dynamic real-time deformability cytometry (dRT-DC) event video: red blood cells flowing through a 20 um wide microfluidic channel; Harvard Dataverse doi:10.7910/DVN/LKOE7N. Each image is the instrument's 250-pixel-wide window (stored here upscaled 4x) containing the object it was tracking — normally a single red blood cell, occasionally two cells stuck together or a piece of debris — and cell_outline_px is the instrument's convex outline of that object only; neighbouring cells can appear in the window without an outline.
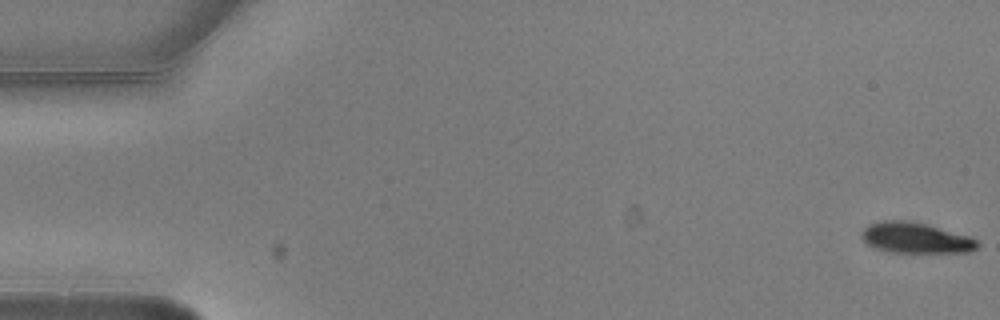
{"species": "common noctule bat (a hibernating species)", "species_latin": "Nyctalus noctula", "temperature_condition": "warm", "stored_images_in_passage": 4, "camera_frame_rate_fps": 3000, "um_per_image_px": 0.085, "animal": {"sex": "male", "body_mass_g": 20.5, "forearm_length_mm": 52.5}, "frame": {"image": 1, "passage_image": 1, "time_ms": 0.0, "image_size_px": [1000, 320], "cell_outline_px": [[980, 244], [976, 248], [968, 252], [888, 252], [876, 248], [868, 244], [860, 236], [860, 232], [868, 224], [880, 220], [904, 220], [928, 224], [968, 236], [976, 240]], "centroid_in_image_um": [77.78, 20.21], "position_along_channel_um": 7.2, "area_um2": 20.69}}